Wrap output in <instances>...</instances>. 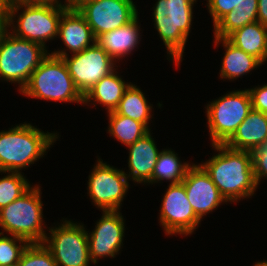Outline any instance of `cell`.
<instances>
[{
	"mask_svg": "<svg viewBox=\"0 0 267 266\" xmlns=\"http://www.w3.org/2000/svg\"><path fill=\"white\" fill-rule=\"evenodd\" d=\"M219 154L200 166L210 176L226 202L250 197L257 184L251 151L234 150L225 144L212 145Z\"/></svg>",
	"mask_w": 267,
	"mask_h": 266,
	"instance_id": "6da1fadb",
	"label": "cell"
},
{
	"mask_svg": "<svg viewBox=\"0 0 267 266\" xmlns=\"http://www.w3.org/2000/svg\"><path fill=\"white\" fill-rule=\"evenodd\" d=\"M31 124H21L0 132V173L19 172L41 158L58 138Z\"/></svg>",
	"mask_w": 267,
	"mask_h": 266,
	"instance_id": "7a4b0ae2",
	"label": "cell"
},
{
	"mask_svg": "<svg viewBox=\"0 0 267 266\" xmlns=\"http://www.w3.org/2000/svg\"><path fill=\"white\" fill-rule=\"evenodd\" d=\"M21 93L43 100L83 103L63 58L50 53L31 74Z\"/></svg>",
	"mask_w": 267,
	"mask_h": 266,
	"instance_id": "3957f363",
	"label": "cell"
},
{
	"mask_svg": "<svg viewBox=\"0 0 267 266\" xmlns=\"http://www.w3.org/2000/svg\"><path fill=\"white\" fill-rule=\"evenodd\" d=\"M24 8L19 14L16 23V13ZM62 3L55 4H14L9 6V27L13 26V35L21 39L38 43L45 47V41L58 36L59 22L62 14L67 10ZM14 18V19H13ZM12 25V26H11ZM16 26V27H15Z\"/></svg>",
	"mask_w": 267,
	"mask_h": 266,
	"instance_id": "277c9868",
	"label": "cell"
},
{
	"mask_svg": "<svg viewBox=\"0 0 267 266\" xmlns=\"http://www.w3.org/2000/svg\"><path fill=\"white\" fill-rule=\"evenodd\" d=\"M195 0H158L154 6L153 19L160 38L171 60L179 63L192 22Z\"/></svg>",
	"mask_w": 267,
	"mask_h": 266,
	"instance_id": "5b68a950",
	"label": "cell"
},
{
	"mask_svg": "<svg viewBox=\"0 0 267 266\" xmlns=\"http://www.w3.org/2000/svg\"><path fill=\"white\" fill-rule=\"evenodd\" d=\"M40 188L31 187L21 197L0 210V226L11 236L29 243H43L47 234L43 230V203Z\"/></svg>",
	"mask_w": 267,
	"mask_h": 266,
	"instance_id": "8992f818",
	"label": "cell"
},
{
	"mask_svg": "<svg viewBox=\"0 0 267 266\" xmlns=\"http://www.w3.org/2000/svg\"><path fill=\"white\" fill-rule=\"evenodd\" d=\"M48 54L46 47L7 32L0 42V79L19 83L21 92Z\"/></svg>",
	"mask_w": 267,
	"mask_h": 266,
	"instance_id": "52a82bcc",
	"label": "cell"
},
{
	"mask_svg": "<svg viewBox=\"0 0 267 266\" xmlns=\"http://www.w3.org/2000/svg\"><path fill=\"white\" fill-rule=\"evenodd\" d=\"M206 109L212 145L225 144L252 110L249 91L229 92L212 101Z\"/></svg>",
	"mask_w": 267,
	"mask_h": 266,
	"instance_id": "ba28073f",
	"label": "cell"
},
{
	"mask_svg": "<svg viewBox=\"0 0 267 266\" xmlns=\"http://www.w3.org/2000/svg\"><path fill=\"white\" fill-rule=\"evenodd\" d=\"M51 54L63 58L74 85L82 96L115 70V60L97 43L72 54L70 58L65 50Z\"/></svg>",
	"mask_w": 267,
	"mask_h": 266,
	"instance_id": "9c48e42d",
	"label": "cell"
},
{
	"mask_svg": "<svg viewBox=\"0 0 267 266\" xmlns=\"http://www.w3.org/2000/svg\"><path fill=\"white\" fill-rule=\"evenodd\" d=\"M49 230L51 235L45 237L43 244L50 250L56 266H89L92 261L84 225L65 220Z\"/></svg>",
	"mask_w": 267,
	"mask_h": 266,
	"instance_id": "30bf717a",
	"label": "cell"
},
{
	"mask_svg": "<svg viewBox=\"0 0 267 266\" xmlns=\"http://www.w3.org/2000/svg\"><path fill=\"white\" fill-rule=\"evenodd\" d=\"M88 179L92 202L102 211H119L129 188L126 173L98 159Z\"/></svg>",
	"mask_w": 267,
	"mask_h": 266,
	"instance_id": "8fae6325",
	"label": "cell"
},
{
	"mask_svg": "<svg viewBox=\"0 0 267 266\" xmlns=\"http://www.w3.org/2000/svg\"><path fill=\"white\" fill-rule=\"evenodd\" d=\"M77 10L96 38L131 22L138 15L133 0H94Z\"/></svg>",
	"mask_w": 267,
	"mask_h": 266,
	"instance_id": "7c38bea8",
	"label": "cell"
},
{
	"mask_svg": "<svg viewBox=\"0 0 267 266\" xmlns=\"http://www.w3.org/2000/svg\"><path fill=\"white\" fill-rule=\"evenodd\" d=\"M159 221L167 235L192 234L200 223L201 220L193 211L182 182L169 184L163 196Z\"/></svg>",
	"mask_w": 267,
	"mask_h": 266,
	"instance_id": "4fadbf2b",
	"label": "cell"
},
{
	"mask_svg": "<svg viewBox=\"0 0 267 266\" xmlns=\"http://www.w3.org/2000/svg\"><path fill=\"white\" fill-rule=\"evenodd\" d=\"M124 219L120 211H103L95 229L88 234L89 255L93 264L102 257H115L122 249Z\"/></svg>",
	"mask_w": 267,
	"mask_h": 266,
	"instance_id": "5bb4252c",
	"label": "cell"
},
{
	"mask_svg": "<svg viewBox=\"0 0 267 266\" xmlns=\"http://www.w3.org/2000/svg\"><path fill=\"white\" fill-rule=\"evenodd\" d=\"M187 198L196 216L201 220L226 200L221 196L210 176L200 166L193 164L182 180Z\"/></svg>",
	"mask_w": 267,
	"mask_h": 266,
	"instance_id": "9a60e30c",
	"label": "cell"
},
{
	"mask_svg": "<svg viewBox=\"0 0 267 266\" xmlns=\"http://www.w3.org/2000/svg\"><path fill=\"white\" fill-rule=\"evenodd\" d=\"M129 148V174L137 183H151L152 173L157 163L159 151L149 131L135 143L128 145Z\"/></svg>",
	"mask_w": 267,
	"mask_h": 266,
	"instance_id": "2e32d148",
	"label": "cell"
},
{
	"mask_svg": "<svg viewBox=\"0 0 267 266\" xmlns=\"http://www.w3.org/2000/svg\"><path fill=\"white\" fill-rule=\"evenodd\" d=\"M267 144L265 113L251 110L225 145L234 150L253 151Z\"/></svg>",
	"mask_w": 267,
	"mask_h": 266,
	"instance_id": "e0dca14e",
	"label": "cell"
},
{
	"mask_svg": "<svg viewBox=\"0 0 267 266\" xmlns=\"http://www.w3.org/2000/svg\"><path fill=\"white\" fill-rule=\"evenodd\" d=\"M58 37L72 54L81 52L96 43L92 29L78 10L67 9L59 22ZM92 44L90 45V43Z\"/></svg>",
	"mask_w": 267,
	"mask_h": 266,
	"instance_id": "ac0fdd59",
	"label": "cell"
},
{
	"mask_svg": "<svg viewBox=\"0 0 267 266\" xmlns=\"http://www.w3.org/2000/svg\"><path fill=\"white\" fill-rule=\"evenodd\" d=\"M138 15L129 23L96 38L101 46L114 60L131 53L139 44Z\"/></svg>",
	"mask_w": 267,
	"mask_h": 266,
	"instance_id": "d6986e66",
	"label": "cell"
},
{
	"mask_svg": "<svg viewBox=\"0 0 267 266\" xmlns=\"http://www.w3.org/2000/svg\"><path fill=\"white\" fill-rule=\"evenodd\" d=\"M226 39L262 64L267 61V27L260 22L247 24L230 33Z\"/></svg>",
	"mask_w": 267,
	"mask_h": 266,
	"instance_id": "ffe728a7",
	"label": "cell"
},
{
	"mask_svg": "<svg viewBox=\"0 0 267 266\" xmlns=\"http://www.w3.org/2000/svg\"><path fill=\"white\" fill-rule=\"evenodd\" d=\"M129 85L114 70L97 82L83 96V103L88 104V102L93 100L94 102L100 103V105H104L108 112L114 111L118 107Z\"/></svg>",
	"mask_w": 267,
	"mask_h": 266,
	"instance_id": "44dd1931",
	"label": "cell"
},
{
	"mask_svg": "<svg viewBox=\"0 0 267 266\" xmlns=\"http://www.w3.org/2000/svg\"><path fill=\"white\" fill-rule=\"evenodd\" d=\"M219 42H221L226 49L222 67L220 68V77L222 79L239 78L262 65L257 58L237 48L226 38L215 37V45L220 44Z\"/></svg>",
	"mask_w": 267,
	"mask_h": 266,
	"instance_id": "7402d4cb",
	"label": "cell"
},
{
	"mask_svg": "<svg viewBox=\"0 0 267 266\" xmlns=\"http://www.w3.org/2000/svg\"><path fill=\"white\" fill-rule=\"evenodd\" d=\"M258 21V0H244L214 26V36L226 38L233 31Z\"/></svg>",
	"mask_w": 267,
	"mask_h": 266,
	"instance_id": "603a6c76",
	"label": "cell"
},
{
	"mask_svg": "<svg viewBox=\"0 0 267 266\" xmlns=\"http://www.w3.org/2000/svg\"><path fill=\"white\" fill-rule=\"evenodd\" d=\"M151 105L145 98L144 93L137 86L130 83L125 90L118 107L114 110L117 114L129 117L143 123L147 128L151 117Z\"/></svg>",
	"mask_w": 267,
	"mask_h": 266,
	"instance_id": "cb8c5ba5",
	"label": "cell"
},
{
	"mask_svg": "<svg viewBox=\"0 0 267 266\" xmlns=\"http://www.w3.org/2000/svg\"><path fill=\"white\" fill-rule=\"evenodd\" d=\"M177 156L178 154H175L172 150L160 151L152 173V184L163 179L171 181L170 184L182 182L191 164H188V162L182 164Z\"/></svg>",
	"mask_w": 267,
	"mask_h": 266,
	"instance_id": "d4e9b609",
	"label": "cell"
},
{
	"mask_svg": "<svg viewBox=\"0 0 267 266\" xmlns=\"http://www.w3.org/2000/svg\"><path fill=\"white\" fill-rule=\"evenodd\" d=\"M108 113L110 123L108 132L126 146L135 143L150 131L149 128L139 121L119 115L115 111Z\"/></svg>",
	"mask_w": 267,
	"mask_h": 266,
	"instance_id": "484cf974",
	"label": "cell"
},
{
	"mask_svg": "<svg viewBox=\"0 0 267 266\" xmlns=\"http://www.w3.org/2000/svg\"><path fill=\"white\" fill-rule=\"evenodd\" d=\"M7 174L0 178V210L31 188L21 172H7Z\"/></svg>",
	"mask_w": 267,
	"mask_h": 266,
	"instance_id": "4316f807",
	"label": "cell"
},
{
	"mask_svg": "<svg viewBox=\"0 0 267 266\" xmlns=\"http://www.w3.org/2000/svg\"><path fill=\"white\" fill-rule=\"evenodd\" d=\"M11 237L4 236L3 232H0V266L17 264L20 261L22 253L30 244L23 238L17 236ZM18 242L20 245H17Z\"/></svg>",
	"mask_w": 267,
	"mask_h": 266,
	"instance_id": "83f0119b",
	"label": "cell"
},
{
	"mask_svg": "<svg viewBox=\"0 0 267 266\" xmlns=\"http://www.w3.org/2000/svg\"><path fill=\"white\" fill-rule=\"evenodd\" d=\"M19 266H56L50 250L43 243H30L21 255Z\"/></svg>",
	"mask_w": 267,
	"mask_h": 266,
	"instance_id": "f1b7e54d",
	"label": "cell"
},
{
	"mask_svg": "<svg viewBox=\"0 0 267 266\" xmlns=\"http://www.w3.org/2000/svg\"><path fill=\"white\" fill-rule=\"evenodd\" d=\"M207 6L214 25L236 6L239 7L244 0H208Z\"/></svg>",
	"mask_w": 267,
	"mask_h": 266,
	"instance_id": "f546056e",
	"label": "cell"
},
{
	"mask_svg": "<svg viewBox=\"0 0 267 266\" xmlns=\"http://www.w3.org/2000/svg\"><path fill=\"white\" fill-rule=\"evenodd\" d=\"M253 171L257 186L260 179L267 178V144L252 151Z\"/></svg>",
	"mask_w": 267,
	"mask_h": 266,
	"instance_id": "4dcf8cb0",
	"label": "cell"
},
{
	"mask_svg": "<svg viewBox=\"0 0 267 266\" xmlns=\"http://www.w3.org/2000/svg\"><path fill=\"white\" fill-rule=\"evenodd\" d=\"M252 109L265 113L267 111V84L261 87L248 89Z\"/></svg>",
	"mask_w": 267,
	"mask_h": 266,
	"instance_id": "1f68e13d",
	"label": "cell"
},
{
	"mask_svg": "<svg viewBox=\"0 0 267 266\" xmlns=\"http://www.w3.org/2000/svg\"><path fill=\"white\" fill-rule=\"evenodd\" d=\"M9 28L8 11H0V42L7 34Z\"/></svg>",
	"mask_w": 267,
	"mask_h": 266,
	"instance_id": "d6a6232c",
	"label": "cell"
},
{
	"mask_svg": "<svg viewBox=\"0 0 267 266\" xmlns=\"http://www.w3.org/2000/svg\"><path fill=\"white\" fill-rule=\"evenodd\" d=\"M258 22L267 27V0H258Z\"/></svg>",
	"mask_w": 267,
	"mask_h": 266,
	"instance_id": "836d02e7",
	"label": "cell"
},
{
	"mask_svg": "<svg viewBox=\"0 0 267 266\" xmlns=\"http://www.w3.org/2000/svg\"><path fill=\"white\" fill-rule=\"evenodd\" d=\"M94 0H65V5L68 9L77 10L81 5Z\"/></svg>",
	"mask_w": 267,
	"mask_h": 266,
	"instance_id": "e575fe53",
	"label": "cell"
},
{
	"mask_svg": "<svg viewBox=\"0 0 267 266\" xmlns=\"http://www.w3.org/2000/svg\"><path fill=\"white\" fill-rule=\"evenodd\" d=\"M61 3L58 0H21L19 4H55Z\"/></svg>",
	"mask_w": 267,
	"mask_h": 266,
	"instance_id": "d590c367",
	"label": "cell"
},
{
	"mask_svg": "<svg viewBox=\"0 0 267 266\" xmlns=\"http://www.w3.org/2000/svg\"><path fill=\"white\" fill-rule=\"evenodd\" d=\"M9 6L5 3L4 0H0V11H7Z\"/></svg>",
	"mask_w": 267,
	"mask_h": 266,
	"instance_id": "8d00e7d4",
	"label": "cell"
},
{
	"mask_svg": "<svg viewBox=\"0 0 267 266\" xmlns=\"http://www.w3.org/2000/svg\"><path fill=\"white\" fill-rule=\"evenodd\" d=\"M8 6L18 4L21 0H4Z\"/></svg>",
	"mask_w": 267,
	"mask_h": 266,
	"instance_id": "74e56055",
	"label": "cell"
},
{
	"mask_svg": "<svg viewBox=\"0 0 267 266\" xmlns=\"http://www.w3.org/2000/svg\"><path fill=\"white\" fill-rule=\"evenodd\" d=\"M254 266H267V261L257 262Z\"/></svg>",
	"mask_w": 267,
	"mask_h": 266,
	"instance_id": "f35d334b",
	"label": "cell"
},
{
	"mask_svg": "<svg viewBox=\"0 0 267 266\" xmlns=\"http://www.w3.org/2000/svg\"><path fill=\"white\" fill-rule=\"evenodd\" d=\"M9 266H19V264L17 263V264H12V265H9Z\"/></svg>",
	"mask_w": 267,
	"mask_h": 266,
	"instance_id": "ab89813d",
	"label": "cell"
}]
</instances>
